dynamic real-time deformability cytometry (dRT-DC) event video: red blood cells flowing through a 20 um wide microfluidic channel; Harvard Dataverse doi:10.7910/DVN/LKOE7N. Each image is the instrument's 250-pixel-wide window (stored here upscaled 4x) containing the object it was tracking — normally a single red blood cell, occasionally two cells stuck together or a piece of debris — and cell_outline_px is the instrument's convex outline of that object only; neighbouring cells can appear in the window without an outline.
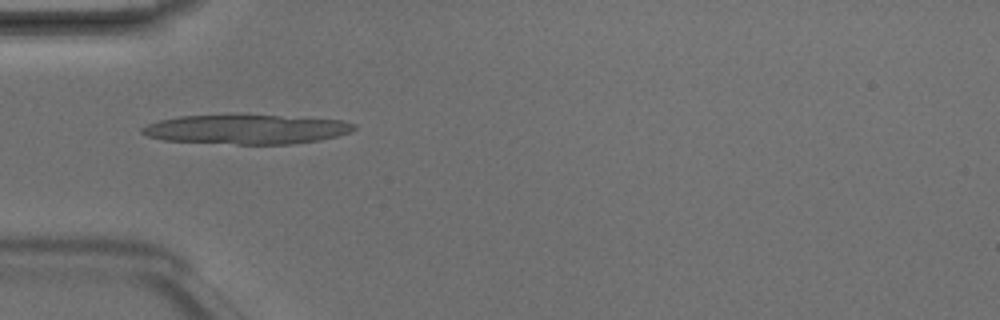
{"species": "Egyptian fruit bat (a non-hibernating species)", "species_latin": "Rousettus aegyptiacus", "temperature_condition": "room temperature", "stored_images_in_passage": 5, "camera_frame_rate_fps": 3000, "um_per_image_px": 0.085, "animal": {"sex": "male"}, "frame": {"image": 1, "passage_image": 5, "time_ms": 1.333, "image_size_px": [1000, 320], "cell_outline_px": [[356, 128], [352, 132], [320, 140], [292, 144], [236, 144], [164, 140], [148, 136], [140, 132], [140, 128], [148, 124], [160, 120], [180, 116], [280, 116], [344, 120], [356, 124]], "centroid_in_image_um": [20.99, 11.0], "position_along_channel_um": 64.0, "area_um2": 35.89}}